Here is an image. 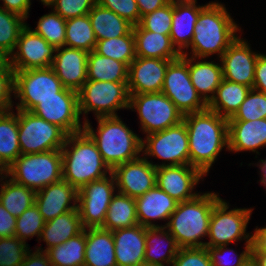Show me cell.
Listing matches in <instances>:
<instances>
[{
    "label": "cell",
    "instance_id": "1",
    "mask_svg": "<svg viewBox=\"0 0 266 266\" xmlns=\"http://www.w3.org/2000/svg\"><path fill=\"white\" fill-rule=\"evenodd\" d=\"M240 32L241 27L227 11L226 5L209 1L200 10L191 44L181 55L208 59L216 54V59H220Z\"/></svg>",
    "mask_w": 266,
    "mask_h": 266
},
{
    "label": "cell",
    "instance_id": "2",
    "mask_svg": "<svg viewBox=\"0 0 266 266\" xmlns=\"http://www.w3.org/2000/svg\"><path fill=\"white\" fill-rule=\"evenodd\" d=\"M183 122L189 138L190 165L207 176L220 152L228 151V119L208 108L186 114Z\"/></svg>",
    "mask_w": 266,
    "mask_h": 266
},
{
    "label": "cell",
    "instance_id": "3",
    "mask_svg": "<svg viewBox=\"0 0 266 266\" xmlns=\"http://www.w3.org/2000/svg\"><path fill=\"white\" fill-rule=\"evenodd\" d=\"M219 193L206 191L196 198L179 202L165 222V227L176 239L180 248L205 247L213 207L222 199Z\"/></svg>",
    "mask_w": 266,
    "mask_h": 266
},
{
    "label": "cell",
    "instance_id": "4",
    "mask_svg": "<svg viewBox=\"0 0 266 266\" xmlns=\"http://www.w3.org/2000/svg\"><path fill=\"white\" fill-rule=\"evenodd\" d=\"M95 119L98 124L96 130L90 120L85 122L83 130L94 141L111 170L141 156L142 137L131 130L119 115Z\"/></svg>",
    "mask_w": 266,
    "mask_h": 266
},
{
    "label": "cell",
    "instance_id": "5",
    "mask_svg": "<svg viewBox=\"0 0 266 266\" xmlns=\"http://www.w3.org/2000/svg\"><path fill=\"white\" fill-rule=\"evenodd\" d=\"M61 153L62 179L77 190L112 172L98 147L84 130L68 135Z\"/></svg>",
    "mask_w": 266,
    "mask_h": 266
},
{
    "label": "cell",
    "instance_id": "6",
    "mask_svg": "<svg viewBox=\"0 0 266 266\" xmlns=\"http://www.w3.org/2000/svg\"><path fill=\"white\" fill-rule=\"evenodd\" d=\"M129 101L128 82L87 80L78 91L83 122L89 121V112H93L96 118L118 116L117 111L129 110Z\"/></svg>",
    "mask_w": 266,
    "mask_h": 266
},
{
    "label": "cell",
    "instance_id": "7",
    "mask_svg": "<svg viewBox=\"0 0 266 266\" xmlns=\"http://www.w3.org/2000/svg\"><path fill=\"white\" fill-rule=\"evenodd\" d=\"M8 177L35 191L61 181V150L20 154L8 167Z\"/></svg>",
    "mask_w": 266,
    "mask_h": 266
},
{
    "label": "cell",
    "instance_id": "8",
    "mask_svg": "<svg viewBox=\"0 0 266 266\" xmlns=\"http://www.w3.org/2000/svg\"><path fill=\"white\" fill-rule=\"evenodd\" d=\"M141 155L156 168L189 165V138L185 123L182 121L176 126L146 135L142 138ZM151 157L162 160V163L149 160Z\"/></svg>",
    "mask_w": 266,
    "mask_h": 266
},
{
    "label": "cell",
    "instance_id": "9",
    "mask_svg": "<svg viewBox=\"0 0 266 266\" xmlns=\"http://www.w3.org/2000/svg\"><path fill=\"white\" fill-rule=\"evenodd\" d=\"M254 208H230L229 202L221 199L212 210L208 241L205 247L235 244V242L252 243V233L247 232Z\"/></svg>",
    "mask_w": 266,
    "mask_h": 266
},
{
    "label": "cell",
    "instance_id": "10",
    "mask_svg": "<svg viewBox=\"0 0 266 266\" xmlns=\"http://www.w3.org/2000/svg\"><path fill=\"white\" fill-rule=\"evenodd\" d=\"M129 95V109L137 112L140 131L145 135L163 131L183 121V114L162 92Z\"/></svg>",
    "mask_w": 266,
    "mask_h": 266
},
{
    "label": "cell",
    "instance_id": "11",
    "mask_svg": "<svg viewBox=\"0 0 266 266\" xmlns=\"http://www.w3.org/2000/svg\"><path fill=\"white\" fill-rule=\"evenodd\" d=\"M18 133L21 154L61 150L68 134L31 111L18 109Z\"/></svg>",
    "mask_w": 266,
    "mask_h": 266
},
{
    "label": "cell",
    "instance_id": "12",
    "mask_svg": "<svg viewBox=\"0 0 266 266\" xmlns=\"http://www.w3.org/2000/svg\"><path fill=\"white\" fill-rule=\"evenodd\" d=\"M63 88L51 67L14 72L15 109L31 111L39 101L56 98Z\"/></svg>",
    "mask_w": 266,
    "mask_h": 266
},
{
    "label": "cell",
    "instance_id": "13",
    "mask_svg": "<svg viewBox=\"0 0 266 266\" xmlns=\"http://www.w3.org/2000/svg\"><path fill=\"white\" fill-rule=\"evenodd\" d=\"M161 92L176 105L183 116L207 109V104L191 82L188 63L181 56L168 64Z\"/></svg>",
    "mask_w": 266,
    "mask_h": 266
},
{
    "label": "cell",
    "instance_id": "14",
    "mask_svg": "<svg viewBox=\"0 0 266 266\" xmlns=\"http://www.w3.org/2000/svg\"><path fill=\"white\" fill-rule=\"evenodd\" d=\"M117 192L113 174L85 184L78 190L77 208L84 229L102 227L113 195Z\"/></svg>",
    "mask_w": 266,
    "mask_h": 266
},
{
    "label": "cell",
    "instance_id": "15",
    "mask_svg": "<svg viewBox=\"0 0 266 266\" xmlns=\"http://www.w3.org/2000/svg\"><path fill=\"white\" fill-rule=\"evenodd\" d=\"M31 112L59 126L68 135L83 131L85 122L81 121L78 92L74 90L63 87L58 97L39 101Z\"/></svg>",
    "mask_w": 266,
    "mask_h": 266
},
{
    "label": "cell",
    "instance_id": "16",
    "mask_svg": "<svg viewBox=\"0 0 266 266\" xmlns=\"http://www.w3.org/2000/svg\"><path fill=\"white\" fill-rule=\"evenodd\" d=\"M55 51L56 48L35 33L27 23L11 54V68L15 72L51 67Z\"/></svg>",
    "mask_w": 266,
    "mask_h": 266
},
{
    "label": "cell",
    "instance_id": "17",
    "mask_svg": "<svg viewBox=\"0 0 266 266\" xmlns=\"http://www.w3.org/2000/svg\"><path fill=\"white\" fill-rule=\"evenodd\" d=\"M205 175L189 165L163 166L156 168V185L171 198L179 202L196 198L200 193L196 185Z\"/></svg>",
    "mask_w": 266,
    "mask_h": 266
},
{
    "label": "cell",
    "instance_id": "18",
    "mask_svg": "<svg viewBox=\"0 0 266 266\" xmlns=\"http://www.w3.org/2000/svg\"><path fill=\"white\" fill-rule=\"evenodd\" d=\"M242 33L227 48L220 58L223 79L253 88L255 64L260 52L251 50Z\"/></svg>",
    "mask_w": 266,
    "mask_h": 266
},
{
    "label": "cell",
    "instance_id": "19",
    "mask_svg": "<svg viewBox=\"0 0 266 266\" xmlns=\"http://www.w3.org/2000/svg\"><path fill=\"white\" fill-rule=\"evenodd\" d=\"M117 192L136 198L156 186V167L142 155L132 161L117 165L111 172Z\"/></svg>",
    "mask_w": 266,
    "mask_h": 266
},
{
    "label": "cell",
    "instance_id": "20",
    "mask_svg": "<svg viewBox=\"0 0 266 266\" xmlns=\"http://www.w3.org/2000/svg\"><path fill=\"white\" fill-rule=\"evenodd\" d=\"M172 60L136 57L129 65V94L161 92L165 72Z\"/></svg>",
    "mask_w": 266,
    "mask_h": 266
},
{
    "label": "cell",
    "instance_id": "21",
    "mask_svg": "<svg viewBox=\"0 0 266 266\" xmlns=\"http://www.w3.org/2000/svg\"><path fill=\"white\" fill-rule=\"evenodd\" d=\"M88 52L62 46L56 48L51 68L64 88L78 92L87 81Z\"/></svg>",
    "mask_w": 266,
    "mask_h": 266
},
{
    "label": "cell",
    "instance_id": "22",
    "mask_svg": "<svg viewBox=\"0 0 266 266\" xmlns=\"http://www.w3.org/2000/svg\"><path fill=\"white\" fill-rule=\"evenodd\" d=\"M77 201L78 190L63 179L36 191L35 196V204L45 222L76 210Z\"/></svg>",
    "mask_w": 266,
    "mask_h": 266
},
{
    "label": "cell",
    "instance_id": "23",
    "mask_svg": "<svg viewBox=\"0 0 266 266\" xmlns=\"http://www.w3.org/2000/svg\"><path fill=\"white\" fill-rule=\"evenodd\" d=\"M138 224L146 228L163 227L156 221H167L175 211L178 202L157 185L145 194L135 198Z\"/></svg>",
    "mask_w": 266,
    "mask_h": 266
},
{
    "label": "cell",
    "instance_id": "24",
    "mask_svg": "<svg viewBox=\"0 0 266 266\" xmlns=\"http://www.w3.org/2000/svg\"><path fill=\"white\" fill-rule=\"evenodd\" d=\"M266 147V118L251 121H228L229 153L252 152L260 155Z\"/></svg>",
    "mask_w": 266,
    "mask_h": 266
},
{
    "label": "cell",
    "instance_id": "25",
    "mask_svg": "<svg viewBox=\"0 0 266 266\" xmlns=\"http://www.w3.org/2000/svg\"><path fill=\"white\" fill-rule=\"evenodd\" d=\"M197 4V0H173V20L169 35L172 45L180 54L190 46L200 10L206 5Z\"/></svg>",
    "mask_w": 266,
    "mask_h": 266
},
{
    "label": "cell",
    "instance_id": "26",
    "mask_svg": "<svg viewBox=\"0 0 266 266\" xmlns=\"http://www.w3.org/2000/svg\"><path fill=\"white\" fill-rule=\"evenodd\" d=\"M117 266H136L144 263L146 227H132L112 231Z\"/></svg>",
    "mask_w": 266,
    "mask_h": 266
},
{
    "label": "cell",
    "instance_id": "27",
    "mask_svg": "<svg viewBox=\"0 0 266 266\" xmlns=\"http://www.w3.org/2000/svg\"><path fill=\"white\" fill-rule=\"evenodd\" d=\"M181 57L188 63L191 82L198 95L208 105L223 79L220 59L216 63L214 60L207 61V58H194L185 55H181Z\"/></svg>",
    "mask_w": 266,
    "mask_h": 266
},
{
    "label": "cell",
    "instance_id": "28",
    "mask_svg": "<svg viewBox=\"0 0 266 266\" xmlns=\"http://www.w3.org/2000/svg\"><path fill=\"white\" fill-rule=\"evenodd\" d=\"M84 230L78 208L69 211L65 214L59 215L52 220L46 221L41 232L38 243L44 241L46 248L36 246L34 249L39 251H46L54 246L66 242Z\"/></svg>",
    "mask_w": 266,
    "mask_h": 266
},
{
    "label": "cell",
    "instance_id": "29",
    "mask_svg": "<svg viewBox=\"0 0 266 266\" xmlns=\"http://www.w3.org/2000/svg\"><path fill=\"white\" fill-rule=\"evenodd\" d=\"M145 246L144 263L157 266H172L180 250L176 239L165 227L146 228Z\"/></svg>",
    "mask_w": 266,
    "mask_h": 266
},
{
    "label": "cell",
    "instance_id": "30",
    "mask_svg": "<svg viewBox=\"0 0 266 266\" xmlns=\"http://www.w3.org/2000/svg\"><path fill=\"white\" fill-rule=\"evenodd\" d=\"M136 57L178 59L181 54L172 45L169 34H159L145 30L140 24L133 26Z\"/></svg>",
    "mask_w": 266,
    "mask_h": 266
},
{
    "label": "cell",
    "instance_id": "31",
    "mask_svg": "<svg viewBox=\"0 0 266 266\" xmlns=\"http://www.w3.org/2000/svg\"><path fill=\"white\" fill-rule=\"evenodd\" d=\"M84 266H117L112 231L86 228Z\"/></svg>",
    "mask_w": 266,
    "mask_h": 266
},
{
    "label": "cell",
    "instance_id": "32",
    "mask_svg": "<svg viewBox=\"0 0 266 266\" xmlns=\"http://www.w3.org/2000/svg\"><path fill=\"white\" fill-rule=\"evenodd\" d=\"M88 17L97 41L124 36L133 29V25L126 19L98 3L88 13Z\"/></svg>",
    "mask_w": 266,
    "mask_h": 266
},
{
    "label": "cell",
    "instance_id": "33",
    "mask_svg": "<svg viewBox=\"0 0 266 266\" xmlns=\"http://www.w3.org/2000/svg\"><path fill=\"white\" fill-rule=\"evenodd\" d=\"M251 87L222 79L215 96L207 105L210 111L221 117L231 118L244 102Z\"/></svg>",
    "mask_w": 266,
    "mask_h": 266
},
{
    "label": "cell",
    "instance_id": "34",
    "mask_svg": "<svg viewBox=\"0 0 266 266\" xmlns=\"http://www.w3.org/2000/svg\"><path fill=\"white\" fill-rule=\"evenodd\" d=\"M129 67L118 60L99 55L94 50L88 53L87 80L128 82Z\"/></svg>",
    "mask_w": 266,
    "mask_h": 266
},
{
    "label": "cell",
    "instance_id": "35",
    "mask_svg": "<svg viewBox=\"0 0 266 266\" xmlns=\"http://www.w3.org/2000/svg\"><path fill=\"white\" fill-rule=\"evenodd\" d=\"M138 224L135 198L116 192L109 204L102 229L115 231Z\"/></svg>",
    "mask_w": 266,
    "mask_h": 266
},
{
    "label": "cell",
    "instance_id": "36",
    "mask_svg": "<svg viewBox=\"0 0 266 266\" xmlns=\"http://www.w3.org/2000/svg\"><path fill=\"white\" fill-rule=\"evenodd\" d=\"M35 196V190L13 181L8 176L0 180V203L16 218L35 204Z\"/></svg>",
    "mask_w": 266,
    "mask_h": 266
},
{
    "label": "cell",
    "instance_id": "37",
    "mask_svg": "<svg viewBox=\"0 0 266 266\" xmlns=\"http://www.w3.org/2000/svg\"><path fill=\"white\" fill-rule=\"evenodd\" d=\"M0 112V158L9 167L21 154L18 109Z\"/></svg>",
    "mask_w": 266,
    "mask_h": 266
},
{
    "label": "cell",
    "instance_id": "38",
    "mask_svg": "<svg viewBox=\"0 0 266 266\" xmlns=\"http://www.w3.org/2000/svg\"><path fill=\"white\" fill-rule=\"evenodd\" d=\"M86 250V229L66 242L45 252L53 266H84Z\"/></svg>",
    "mask_w": 266,
    "mask_h": 266
},
{
    "label": "cell",
    "instance_id": "39",
    "mask_svg": "<svg viewBox=\"0 0 266 266\" xmlns=\"http://www.w3.org/2000/svg\"><path fill=\"white\" fill-rule=\"evenodd\" d=\"M66 47L81 49L88 53L95 50L97 40L87 15L66 20Z\"/></svg>",
    "mask_w": 266,
    "mask_h": 266
},
{
    "label": "cell",
    "instance_id": "40",
    "mask_svg": "<svg viewBox=\"0 0 266 266\" xmlns=\"http://www.w3.org/2000/svg\"><path fill=\"white\" fill-rule=\"evenodd\" d=\"M94 51L99 55L121 61L129 67L136 58L133 29L127 35L97 41Z\"/></svg>",
    "mask_w": 266,
    "mask_h": 266
},
{
    "label": "cell",
    "instance_id": "41",
    "mask_svg": "<svg viewBox=\"0 0 266 266\" xmlns=\"http://www.w3.org/2000/svg\"><path fill=\"white\" fill-rule=\"evenodd\" d=\"M27 19L0 7V47L10 55L16 48L22 29Z\"/></svg>",
    "mask_w": 266,
    "mask_h": 266
},
{
    "label": "cell",
    "instance_id": "42",
    "mask_svg": "<svg viewBox=\"0 0 266 266\" xmlns=\"http://www.w3.org/2000/svg\"><path fill=\"white\" fill-rule=\"evenodd\" d=\"M35 33L42 36L50 45L59 48L65 45L66 20L57 14L52 8L48 14H44L38 20Z\"/></svg>",
    "mask_w": 266,
    "mask_h": 266
},
{
    "label": "cell",
    "instance_id": "43",
    "mask_svg": "<svg viewBox=\"0 0 266 266\" xmlns=\"http://www.w3.org/2000/svg\"><path fill=\"white\" fill-rule=\"evenodd\" d=\"M44 224L45 221L42 214L39 212L36 204H33L17 217L14 236L24 243H27L26 241L33 239V237H36V241H38Z\"/></svg>",
    "mask_w": 266,
    "mask_h": 266
},
{
    "label": "cell",
    "instance_id": "44",
    "mask_svg": "<svg viewBox=\"0 0 266 266\" xmlns=\"http://www.w3.org/2000/svg\"><path fill=\"white\" fill-rule=\"evenodd\" d=\"M266 118V93L251 88L244 102L228 121H251Z\"/></svg>",
    "mask_w": 266,
    "mask_h": 266
},
{
    "label": "cell",
    "instance_id": "45",
    "mask_svg": "<svg viewBox=\"0 0 266 266\" xmlns=\"http://www.w3.org/2000/svg\"><path fill=\"white\" fill-rule=\"evenodd\" d=\"M229 245L217 247H206L212 266H240L252 256V243H245L243 251L240 254Z\"/></svg>",
    "mask_w": 266,
    "mask_h": 266
},
{
    "label": "cell",
    "instance_id": "46",
    "mask_svg": "<svg viewBox=\"0 0 266 266\" xmlns=\"http://www.w3.org/2000/svg\"><path fill=\"white\" fill-rule=\"evenodd\" d=\"M30 246L16 236L0 238V266H20Z\"/></svg>",
    "mask_w": 266,
    "mask_h": 266
},
{
    "label": "cell",
    "instance_id": "47",
    "mask_svg": "<svg viewBox=\"0 0 266 266\" xmlns=\"http://www.w3.org/2000/svg\"><path fill=\"white\" fill-rule=\"evenodd\" d=\"M173 20V0L165 6L141 18L140 25L148 31L159 34H170Z\"/></svg>",
    "mask_w": 266,
    "mask_h": 266
},
{
    "label": "cell",
    "instance_id": "48",
    "mask_svg": "<svg viewBox=\"0 0 266 266\" xmlns=\"http://www.w3.org/2000/svg\"><path fill=\"white\" fill-rule=\"evenodd\" d=\"M96 3L97 0H53L47 7L67 20L87 15Z\"/></svg>",
    "mask_w": 266,
    "mask_h": 266
},
{
    "label": "cell",
    "instance_id": "49",
    "mask_svg": "<svg viewBox=\"0 0 266 266\" xmlns=\"http://www.w3.org/2000/svg\"><path fill=\"white\" fill-rule=\"evenodd\" d=\"M97 3L126 19L133 26L141 21L136 0H97Z\"/></svg>",
    "mask_w": 266,
    "mask_h": 266
},
{
    "label": "cell",
    "instance_id": "50",
    "mask_svg": "<svg viewBox=\"0 0 266 266\" xmlns=\"http://www.w3.org/2000/svg\"><path fill=\"white\" fill-rule=\"evenodd\" d=\"M172 266H212L206 247L180 248Z\"/></svg>",
    "mask_w": 266,
    "mask_h": 266
},
{
    "label": "cell",
    "instance_id": "51",
    "mask_svg": "<svg viewBox=\"0 0 266 266\" xmlns=\"http://www.w3.org/2000/svg\"><path fill=\"white\" fill-rule=\"evenodd\" d=\"M14 71H0V112L14 109Z\"/></svg>",
    "mask_w": 266,
    "mask_h": 266
},
{
    "label": "cell",
    "instance_id": "52",
    "mask_svg": "<svg viewBox=\"0 0 266 266\" xmlns=\"http://www.w3.org/2000/svg\"><path fill=\"white\" fill-rule=\"evenodd\" d=\"M253 89L266 93V53H261L256 60Z\"/></svg>",
    "mask_w": 266,
    "mask_h": 266
},
{
    "label": "cell",
    "instance_id": "53",
    "mask_svg": "<svg viewBox=\"0 0 266 266\" xmlns=\"http://www.w3.org/2000/svg\"><path fill=\"white\" fill-rule=\"evenodd\" d=\"M16 219L0 203V238L14 236Z\"/></svg>",
    "mask_w": 266,
    "mask_h": 266
},
{
    "label": "cell",
    "instance_id": "54",
    "mask_svg": "<svg viewBox=\"0 0 266 266\" xmlns=\"http://www.w3.org/2000/svg\"><path fill=\"white\" fill-rule=\"evenodd\" d=\"M2 4H0L1 8H4L7 11H11L16 13L25 19L29 18V12L32 5V0H0ZM1 3V2H0Z\"/></svg>",
    "mask_w": 266,
    "mask_h": 266
},
{
    "label": "cell",
    "instance_id": "55",
    "mask_svg": "<svg viewBox=\"0 0 266 266\" xmlns=\"http://www.w3.org/2000/svg\"><path fill=\"white\" fill-rule=\"evenodd\" d=\"M253 232L251 236L252 255H266V226L260 228L256 226Z\"/></svg>",
    "mask_w": 266,
    "mask_h": 266
},
{
    "label": "cell",
    "instance_id": "56",
    "mask_svg": "<svg viewBox=\"0 0 266 266\" xmlns=\"http://www.w3.org/2000/svg\"><path fill=\"white\" fill-rule=\"evenodd\" d=\"M32 251V252H31ZM20 266H53L45 251L29 250Z\"/></svg>",
    "mask_w": 266,
    "mask_h": 266
},
{
    "label": "cell",
    "instance_id": "57",
    "mask_svg": "<svg viewBox=\"0 0 266 266\" xmlns=\"http://www.w3.org/2000/svg\"><path fill=\"white\" fill-rule=\"evenodd\" d=\"M170 1L171 0H136L141 18L144 15L152 13L156 9H159V8L165 6Z\"/></svg>",
    "mask_w": 266,
    "mask_h": 266
},
{
    "label": "cell",
    "instance_id": "58",
    "mask_svg": "<svg viewBox=\"0 0 266 266\" xmlns=\"http://www.w3.org/2000/svg\"><path fill=\"white\" fill-rule=\"evenodd\" d=\"M259 161L255 164L258 167L259 175L261 176L260 185H263L266 190V159H258ZM266 193V191H265Z\"/></svg>",
    "mask_w": 266,
    "mask_h": 266
},
{
    "label": "cell",
    "instance_id": "59",
    "mask_svg": "<svg viewBox=\"0 0 266 266\" xmlns=\"http://www.w3.org/2000/svg\"><path fill=\"white\" fill-rule=\"evenodd\" d=\"M8 176V166L0 158V180Z\"/></svg>",
    "mask_w": 266,
    "mask_h": 266
},
{
    "label": "cell",
    "instance_id": "60",
    "mask_svg": "<svg viewBox=\"0 0 266 266\" xmlns=\"http://www.w3.org/2000/svg\"><path fill=\"white\" fill-rule=\"evenodd\" d=\"M258 266H266V255H252Z\"/></svg>",
    "mask_w": 266,
    "mask_h": 266
},
{
    "label": "cell",
    "instance_id": "61",
    "mask_svg": "<svg viewBox=\"0 0 266 266\" xmlns=\"http://www.w3.org/2000/svg\"><path fill=\"white\" fill-rule=\"evenodd\" d=\"M240 266H258L256 260L253 256H251L249 259H247L242 265Z\"/></svg>",
    "mask_w": 266,
    "mask_h": 266
},
{
    "label": "cell",
    "instance_id": "62",
    "mask_svg": "<svg viewBox=\"0 0 266 266\" xmlns=\"http://www.w3.org/2000/svg\"><path fill=\"white\" fill-rule=\"evenodd\" d=\"M53 0H40L44 6H48Z\"/></svg>",
    "mask_w": 266,
    "mask_h": 266
},
{
    "label": "cell",
    "instance_id": "63",
    "mask_svg": "<svg viewBox=\"0 0 266 266\" xmlns=\"http://www.w3.org/2000/svg\"><path fill=\"white\" fill-rule=\"evenodd\" d=\"M136 266H157V265H153V264H149V263H141V264H138Z\"/></svg>",
    "mask_w": 266,
    "mask_h": 266
}]
</instances>
